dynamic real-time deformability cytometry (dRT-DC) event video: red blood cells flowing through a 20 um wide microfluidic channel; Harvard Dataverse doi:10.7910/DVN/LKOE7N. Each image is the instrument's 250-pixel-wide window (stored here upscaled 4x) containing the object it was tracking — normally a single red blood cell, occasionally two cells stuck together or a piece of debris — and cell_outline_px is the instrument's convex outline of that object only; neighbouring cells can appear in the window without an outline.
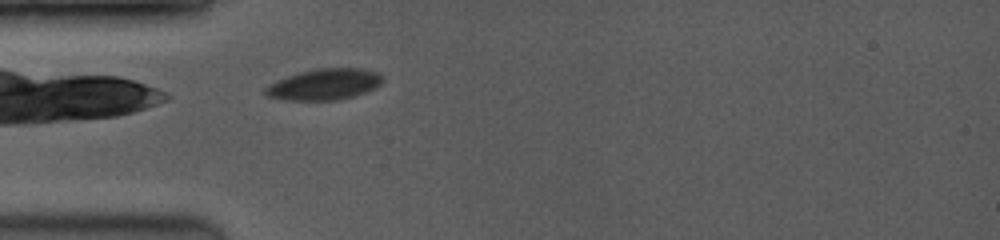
{"species": "common noctule bat (a hibernating species)", "species_latin": "Nyctalus noctula", "temperature_condition": "room temperature", "stored_images_in_passage": 1, "camera_frame_rate_fps": 3500, "um_per_image_px": 0.085, "animal": {"sex": "female", "body_mass_g": 19.0, "forearm_length_mm": 53.3}, "frame": {"image": 1, "passage_image": 1, "time_ms": 0.0, "image_size_px": [1000, 240], "cell_outline_px": [[384, 76], [380, 84], [376, 88], [356, 96], [336, 100], [284, 100], [268, 96], [264, 92], [264, 88], [288, 76], [300, 72], [316, 68], [360, 68], [376, 72]], "centroid_in_image_um": [27.62, 7.17], "position_along_channel_um": 57.4, "area_um2": 21.15}}